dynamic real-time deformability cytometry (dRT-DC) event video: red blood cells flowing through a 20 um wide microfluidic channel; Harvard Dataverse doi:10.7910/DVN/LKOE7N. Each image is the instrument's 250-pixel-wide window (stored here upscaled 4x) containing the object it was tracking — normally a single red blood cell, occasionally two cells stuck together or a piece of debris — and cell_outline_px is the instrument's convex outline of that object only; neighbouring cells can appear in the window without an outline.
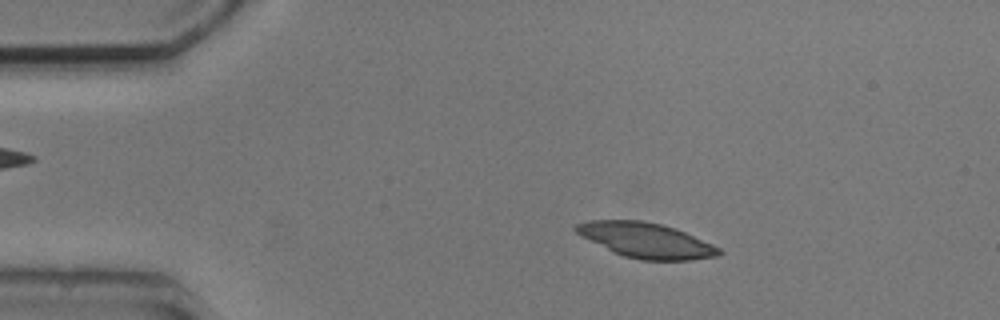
{"species": "common noctule bat (a hibernating species)", "species_latin": "Nyctalus noctula", "temperature_condition": "cold", "stored_images_in_passage": 4, "camera_frame_rate_fps": 3000, "um_per_image_px": 0.085, "animal": {"sex": "male", "body_mass_g": 20.5, "forearm_length_mm": 52.5}, "frame": {"image": 1, "passage_image": 2, "time_ms": 1.0, "image_size_px": [1000, 320], "cell_outline_px": [[724, 252], [716, 256], [692, 260], [640, 260], [624, 256], [612, 252], [580, 236], [572, 228], [576, 224], [588, 220], [640, 220], [660, 224], [676, 228], [712, 244], [720, 248]], "centroid_in_image_um": [54.88, 20.42], "position_along_channel_um": 30.1, "area_um2": 29.3}}